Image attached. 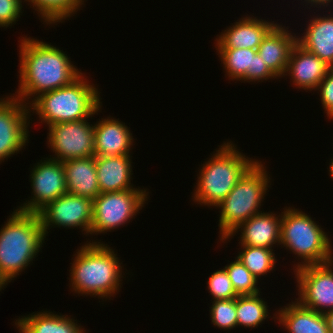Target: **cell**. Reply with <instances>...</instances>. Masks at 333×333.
<instances>
[{"label":"cell","instance_id":"cell-1","mask_svg":"<svg viewBox=\"0 0 333 333\" xmlns=\"http://www.w3.org/2000/svg\"><path fill=\"white\" fill-rule=\"evenodd\" d=\"M34 39H20L19 88L13 94L26 105L31 97L33 101L42 93L67 86L82 74L58 47Z\"/></svg>","mask_w":333,"mask_h":333},{"label":"cell","instance_id":"cell-2","mask_svg":"<svg viewBox=\"0 0 333 333\" xmlns=\"http://www.w3.org/2000/svg\"><path fill=\"white\" fill-rule=\"evenodd\" d=\"M70 268V286L76 294L106 298L119 292L122 267L117 253L102 242L91 240L77 250ZM120 287V288H119Z\"/></svg>","mask_w":333,"mask_h":333},{"label":"cell","instance_id":"cell-3","mask_svg":"<svg viewBox=\"0 0 333 333\" xmlns=\"http://www.w3.org/2000/svg\"><path fill=\"white\" fill-rule=\"evenodd\" d=\"M0 229V282L5 286L36 258L45 234L37 213L18 210Z\"/></svg>","mask_w":333,"mask_h":333},{"label":"cell","instance_id":"cell-4","mask_svg":"<svg viewBox=\"0 0 333 333\" xmlns=\"http://www.w3.org/2000/svg\"><path fill=\"white\" fill-rule=\"evenodd\" d=\"M93 85L82 73L71 84L42 93L29 101V111L38 114L41 123L48 126L92 117L102 108L101 92Z\"/></svg>","mask_w":333,"mask_h":333},{"label":"cell","instance_id":"cell-5","mask_svg":"<svg viewBox=\"0 0 333 333\" xmlns=\"http://www.w3.org/2000/svg\"><path fill=\"white\" fill-rule=\"evenodd\" d=\"M211 157L199 169L192 199L216 207L258 160L246 157L231 141L223 143Z\"/></svg>","mask_w":333,"mask_h":333},{"label":"cell","instance_id":"cell-6","mask_svg":"<svg viewBox=\"0 0 333 333\" xmlns=\"http://www.w3.org/2000/svg\"><path fill=\"white\" fill-rule=\"evenodd\" d=\"M323 230L302 210L285 207L281 212L280 245L297 255L298 260L302 259L294 270L333 260L331 240Z\"/></svg>","mask_w":333,"mask_h":333},{"label":"cell","instance_id":"cell-7","mask_svg":"<svg viewBox=\"0 0 333 333\" xmlns=\"http://www.w3.org/2000/svg\"><path fill=\"white\" fill-rule=\"evenodd\" d=\"M262 161H257L216 207L220 240L230 235L241 223L262 212L259 210L269 187L270 177Z\"/></svg>","mask_w":333,"mask_h":333},{"label":"cell","instance_id":"cell-8","mask_svg":"<svg viewBox=\"0 0 333 333\" xmlns=\"http://www.w3.org/2000/svg\"><path fill=\"white\" fill-rule=\"evenodd\" d=\"M100 193L93 200L90 234L106 233L129 223L147 201V189Z\"/></svg>","mask_w":333,"mask_h":333},{"label":"cell","instance_id":"cell-9","mask_svg":"<svg viewBox=\"0 0 333 333\" xmlns=\"http://www.w3.org/2000/svg\"><path fill=\"white\" fill-rule=\"evenodd\" d=\"M87 121L88 118L48 126V147L55 152L51 159L63 162L95 156L94 126Z\"/></svg>","mask_w":333,"mask_h":333},{"label":"cell","instance_id":"cell-10","mask_svg":"<svg viewBox=\"0 0 333 333\" xmlns=\"http://www.w3.org/2000/svg\"><path fill=\"white\" fill-rule=\"evenodd\" d=\"M332 266V267H331ZM298 299L302 306L325 314L333 310V260L294 270Z\"/></svg>","mask_w":333,"mask_h":333},{"label":"cell","instance_id":"cell-11","mask_svg":"<svg viewBox=\"0 0 333 333\" xmlns=\"http://www.w3.org/2000/svg\"><path fill=\"white\" fill-rule=\"evenodd\" d=\"M93 200L73 194H63L48 203L39 215L45 237L50 227L80 228L85 235L90 234L92 226ZM54 224V225H53Z\"/></svg>","mask_w":333,"mask_h":333},{"label":"cell","instance_id":"cell-12","mask_svg":"<svg viewBox=\"0 0 333 333\" xmlns=\"http://www.w3.org/2000/svg\"><path fill=\"white\" fill-rule=\"evenodd\" d=\"M5 98H0V163L20 152L28 143L32 115L28 105L21 100L12 95Z\"/></svg>","mask_w":333,"mask_h":333},{"label":"cell","instance_id":"cell-13","mask_svg":"<svg viewBox=\"0 0 333 333\" xmlns=\"http://www.w3.org/2000/svg\"><path fill=\"white\" fill-rule=\"evenodd\" d=\"M34 165L30 179L33 189L30 201L23 203L16 210L25 213H38L48 203L67 193L65 171L62 162L44 158Z\"/></svg>","mask_w":333,"mask_h":333},{"label":"cell","instance_id":"cell-14","mask_svg":"<svg viewBox=\"0 0 333 333\" xmlns=\"http://www.w3.org/2000/svg\"><path fill=\"white\" fill-rule=\"evenodd\" d=\"M279 217V218H278ZM281 214L260 212L249 220L241 223L233 232L226 236L222 242L227 241L234 234L241 231L239 244L252 247L274 248L280 245Z\"/></svg>","mask_w":333,"mask_h":333},{"label":"cell","instance_id":"cell-15","mask_svg":"<svg viewBox=\"0 0 333 333\" xmlns=\"http://www.w3.org/2000/svg\"><path fill=\"white\" fill-rule=\"evenodd\" d=\"M330 68L316 55L296 43L290 52L284 77L289 74L296 88L312 91L317 88Z\"/></svg>","mask_w":333,"mask_h":333},{"label":"cell","instance_id":"cell-16","mask_svg":"<svg viewBox=\"0 0 333 333\" xmlns=\"http://www.w3.org/2000/svg\"><path fill=\"white\" fill-rule=\"evenodd\" d=\"M274 21L254 16L242 17L216 38V48H248L257 50L264 36L275 25Z\"/></svg>","mask_w":333,"mask_h":333},{"label":"cell","instance_id":"cell-17","mask_svg":"<svg viewBox=\"0 0 333 333\" xmlns=\"http://www.w3.org/2000/svg\"><path fill=\"white\" fill-rule=\"evenodd\" d=\"M288 29L276 23L264 36L257 49L259 56L279 78L284 76L290 52L297 43L296 34L293 36Z\"/></svg>","mask_w":333,"mask_h":333},{"label":"cell","instance_id":"cell-18","mask_svg":"<svg viewBox=\"0 0 333 333\" xmlns=\"http://www.w3.org/2000/svg\"><path fill=\"white\" fill-rule=\"evenodd\" d=\"M102 118L94 124L95 156L130 155L134 138L122 121Z\"/></svg>","mask_w":333,"mask_h":333},{"label":"cell","instance_id":"cell-19","mask_svg":"<svg viewBox=\"0 0 333 333\" xmlns=\"http://www.w3.org/2000/svg\"><path fill=\"white\" fill-rule=\"evenodd\" d=\"M131 155L95 156L96 174L100 193L137 189L131 184Z\"/></svg>","mask_w":333,"mask_h":333},{"label":"cell","instance_id":"cell-20","mask_svg":"<svg viewBox=\"0 0 333 333\" xmlns=\"http://www.w3.org/2000/svg\"><path fill=\"white\" fill-rule=\"evenodd\" d=\"M311 18L297 43L333 68V13Z\"/></svg>","mask_w":333,"mask_h":333},{"label":"cell","instance_id":"cell-21","mask_svg":"<svg viewBox=\"0 0 333 333\" xmlns=\"http://www.w3.org/2000/svg\"><path fill=\"white\" fill-rule=\"evenodd\" d=\"M67 193L94 200L100 189L97 181L95 156L68 159L62 162Z\"/></svg>","mask_w":333,"mask_h":333},{"label":"cell","instance_id":"cell-22","mask_svg":"<svg viewBox=\"0 0 333 333\" xmlns=\"http://www.w3.org/2000/svg\"><path fill=\"white\" fill-rule=\"evenodd\" d=\"M277 311L273 319H277L289 333H330L324 314L308 309L298 301Z\"/></svg>","mask_w":333,"mask_h":333},{"label":"cell","instance_id":"cell-23","mask_svg":"<svg viewBox=\"0 0 333 333\" xmlns=\"http://www.w3.org/2000/svg\"><path fill=\"white\" fill-rule=\"evenodd\" d=\"M77 320L50 311L31 313L15 321L20 333H85ZM84 330V331H83Z\"/></svg>","mask_w":333,"mask_h":333},{"label":"cell","instance_id":"cell-24","mask_svg":"<svg viewBox=\"0 0 333 333\" xmlns=\"http://www.w3.org/2000/svg\"><path fill=\"white\" fill-rule=\"evenodd\" d=\"M30 2L28 5L37 11L41 20L50 26L72 17L84 4V0H24Z\"/></svg>","mask_w":333,"mask_h":333},{"label":"cell","instance_id":"cell-25","mask_svg":"<svg viewBox=\"0 0 333 333\" xmlns=\"http://www.w3.org/2000/svg\"><path fill=\"white\" fill-rule=\"evenodd\" d=\"M259 296L260 293L236 298L237 326L257 328L269 317L267 302Z\"/></svg>","mask_w":333,"mask_h":333},{"label":"cell","instance_id":"cell-26","mask_svg":"<svg viewBox=\"0 0 333 333\" xmlns=\"http://www.w3.org/2000/svg\"><path fill=\"white\" fill-rule=\"evenodd\" d=\"M216 50L229 80L240 81L247 71H252L253 56L257 50L248 48H216Z\"/></svg>","mask_w":333,"mask_h":333},{"label":"cell","instance_id":"cell-27","mask_svg":"<svg viewBox=\"0 0 333 333\" xmlns=\"http://www.w3.org/2000/svg\"><path fill=\"white\" fill-rule=\"evenodd\" d=\"M242 251L239 252L237 258L251 272V274L260 279V276L267 275L273 271L277 259L273 249L263 247H252L240 245ZM267 273V274H266Z\"/></svg>","mask_w":333,"mask_h":333},{"label":"cell","instance_id":"cell-28","mask_svg":"<svg viewBox=\"0 0 333 333\" xmlns=\"http://www.w3.org/2000/svg\"><path fill=\"white\" fill-rule=\"evenodd\" d=\"M224 269L226 270L238 296L260 293V288L257 287L258 279L251 274L237 257L234 262L227 264Z\"/></svg>","mask_w":333,"mask_h":333},{"label":"cell","instance_id":"cell-29","mask_svg":"<svg viewBox=\"0 0 333 333\" xmlns=\"http://www.w3.org/2000/svg\"><path fill=\"white\" fill-rule=\"evenodd\" d=\"M209 308L214 326L224 330L237 327L236 298L212 301Z\"/></svg>","mask_w":333,"mask_h":333},{"label":"cell","instance_id":"cell-30","mask_svg":"<svg viewBox=\"0 0 333 333\" xmlns=\"http://www.w3.org/2000/svg\"><path fill=\"white\" fill-rule=\"evenodd\" d=\"M209 293L212 295V299L215 300H227L232 298H237L233 284L223 268L221 270L215 271L211 276H209L207 281Z\"/></svg>","mask_w":333,"mask_h":333},{"label":"cell","instance_id":"cell-31","mask_svg":"<svg viewBox=\"0 0 333 333\" xmlns=\"http://www.w3.org/2000/svg\"><path fill=\"white\" fill-rule=\"evenodd\" d=\"M23 0H0V27L12 26L20 17Z\"/></svg>","mask_w":333,"mask_h":333},{"label":"cell","instance_id":"cell-32","mask_svg":"<svg viewBox=\"0 0 333 333\" xmlns=\"http://www.w3.org/2000/svg\"><path fill=\"white\" fill-rule=\"evenodd\" d=\"M320 91V99L327 117L333 119V68H330L315 91Z\"/></svg>","mask_w":333,"mask_h":333},{"label":"cell","instance_id":"cell-33","mask_svg":"<svg viewBox=\"0 0 333 333\" xmlns=\"http://www.w3.org/2000/svg\"><path fill=\"white\" fill-rule=\"evenodd\" d=\"M272 78H278L266 65L262 57L256 53L253 56L252 71H247L245 76L241 79L246 82H263V80H268Z\"/></svg>","mask_w":333,"mask_h":333},{"label":"cell","instance_id":"cell-34","mask_svg":"<svg viewBox=\"0 0 333 333\" xmlns=\"http://www.w3.org/2000/svg\"><path fill=\"white\" fill-rule=\"evenodd\" d=\"M303 2H306L305 6L310 4L311 7L313 6L314 8H317L319 6L318 8H321V5H323L322 7L325 8V6H329L333 0H304Z\"/></svg>","mask_w":333,"mask_h":333},{"label":"cell","instance_id":"cell-35","mask_svg":"<svg viewBox=\"0 0 333 333\" xmlns=\"http://www.w3.org/2000/svg\"><path fill=\"white\" fill-rule=\"evenodd\" d=\"M324 316L328 324L329 332L333 333V310L325 313Z\"/></svg>","mask_w":333,"mask_h":333},{"label":"cell","instance_id":"cell-36","mask_svg":"<svg viewBox=\"0 0 333 333\" xmlns=\"http://www.w3.org/2000/svg\"><path fill=\"white\" fill-rule=\"evenodd\" d=\"M329 173H330V176L332 177V179H333V158H332V160H331V162H330V166H329Z\"/></svg>","mask_w":333,"mask_h":333},{"label":"cell","instance_id":"cell-37","mask_svg":"<svg viewBox=\"0 0 333 333\" xmlns=\"http://www.w3.org/2000/svg\"><path fill=\"white\" fill-rule=\"evenodd\" d=\"M5 285L0 282V291L3 289Z\"/></svg>","mask_w":333,"mask_h":333}]
</instances>
